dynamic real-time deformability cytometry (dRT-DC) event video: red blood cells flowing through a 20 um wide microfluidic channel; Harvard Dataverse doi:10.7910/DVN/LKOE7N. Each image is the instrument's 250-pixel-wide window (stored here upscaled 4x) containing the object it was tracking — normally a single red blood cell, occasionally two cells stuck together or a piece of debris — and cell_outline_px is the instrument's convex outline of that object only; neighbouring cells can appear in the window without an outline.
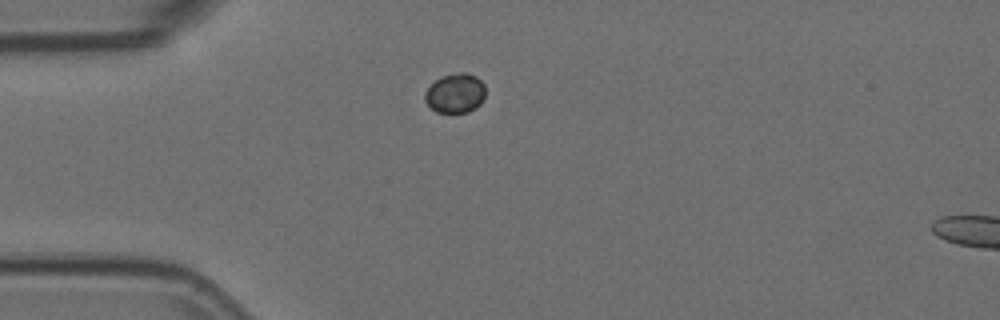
{"species": "Egyptian fruit bat (a non-hibernating species)", "species_latin": "Rousettus aegyptiacus", "temperature_condition": "room temperature", "stored_images_in_passage": 34, "camera_frame_rate_fps": 3000, "um_per_image_px": 0.085, "animal": {"sex": "female"}, "frame": {"image": 1, "passage_image": 1, "time_ms": 0.0, "image_size_px": [1000, 320], "cell_outline_px": [[484, 100], [476, 108], [468, 112], [436, 112], [424, 100], [424, 92], [440, 76], [456, 72], [464, 72], [476, 76], [484, 84]], "centroid_in_image_um": [38.7, 7.91], "position_along_channel_um": 46.3, "area_um2": 13.99}}
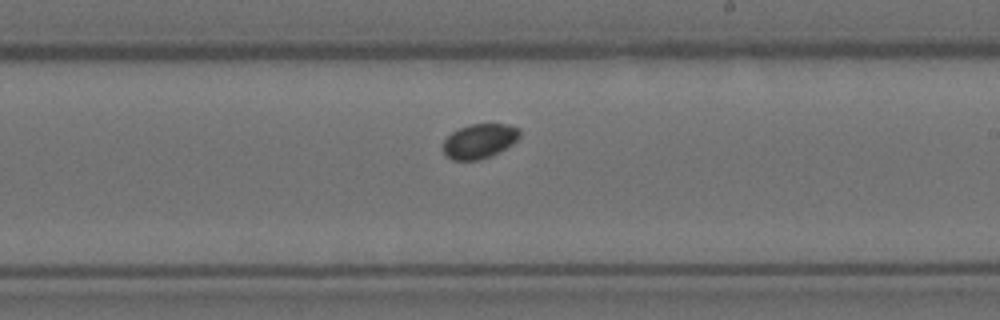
{"frame": {"image": 2, "passage_image": 19, "time_ms": 6.0, "image_size_px": [1000, 320], "cell_outline_px": [[520, 136], [512, 144], [480, 160], [452, 160], [444, 152], [444, 140], [452, 132], [460, 128], [472, 124], [508, 124], [520, 128]], "centroid_in_image_um": [40.76, 11.97], "position_along_channel_um": 248.2, "area_um2": 15.14}}
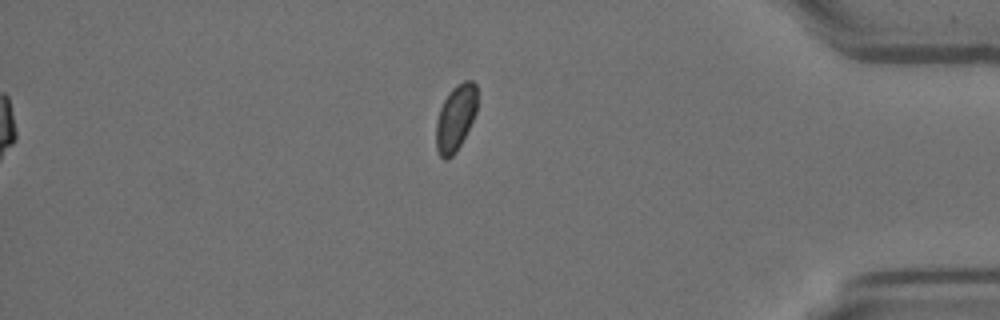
{"frame": {"image": 3, "passage_image": 34, "time_ms": 11.0, "image_size_px": [1000, 320], "cell_outline_px": [[476, 112], [456, 152], [448, 160], [444, 160], [440, 156], [436, 148], [436, 120], [440, 108], [448, 92], [456, 84], [464, 80], [472, 80], [476, 84]], "centroid_in_image_um": [38.7, 10.01], "position_along_channel_um": 396.5, "area_um2": 15.78}, "authors_computed_cell_mechanics": {"area_um2": 15.3459, "velocity_mm_per_s": 3.6407, "shape_relaxation_time_tau1_ms": 2.3562, "shape_relaxation_time_tau2_ms": null, "deformation_change_tau1": null, "deformation_change_tau2": null}}